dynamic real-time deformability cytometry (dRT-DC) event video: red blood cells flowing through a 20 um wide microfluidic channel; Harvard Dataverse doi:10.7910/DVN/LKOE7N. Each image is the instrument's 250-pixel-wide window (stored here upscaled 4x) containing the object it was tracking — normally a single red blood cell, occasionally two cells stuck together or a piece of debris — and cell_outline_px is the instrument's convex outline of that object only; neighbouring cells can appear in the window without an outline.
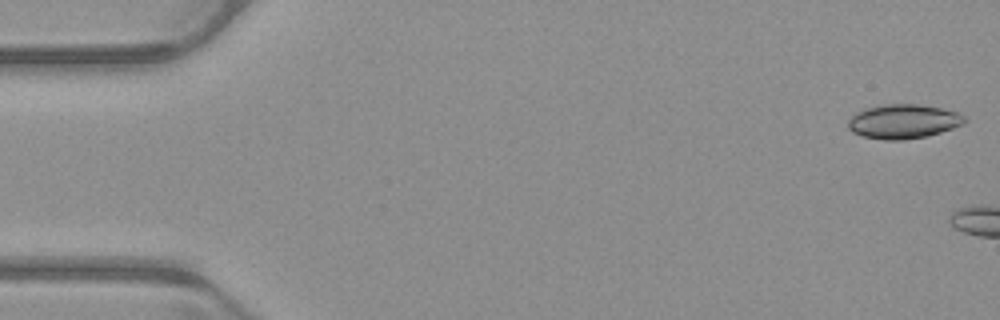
{"species": "common noctule bat (a hibernating species)", "species_latin": "Nyctalus noctula", "temperature_condition": "warm", "stored_images_in_passage": 5, "camera_frame_rate_fps": 3000, "um_per_image_px": 0.085, "animal": {"sex": "male", "body_mass_g": 23.1, "forearm_length_mm": 52.7}, "frame": {"image": 1, "passage_image": 1, "time_ms": 0.0, "image_size_px": [1000, 320], "cell_outline_px": [[968, 120], [952, 128], [940, 132], [924, 136], [904, 140], [884, 140], [864, 136], [852, 132], [848, 128], [848, 120], [852, 116], [868, 108], [888, 104], [916, 104], [940, 108], [956, 112], [964, 116]], "centroid_in_image_um": [76.78, 10.33], "position_along_channel_um": 8.2, "area_um2": 22.77}}